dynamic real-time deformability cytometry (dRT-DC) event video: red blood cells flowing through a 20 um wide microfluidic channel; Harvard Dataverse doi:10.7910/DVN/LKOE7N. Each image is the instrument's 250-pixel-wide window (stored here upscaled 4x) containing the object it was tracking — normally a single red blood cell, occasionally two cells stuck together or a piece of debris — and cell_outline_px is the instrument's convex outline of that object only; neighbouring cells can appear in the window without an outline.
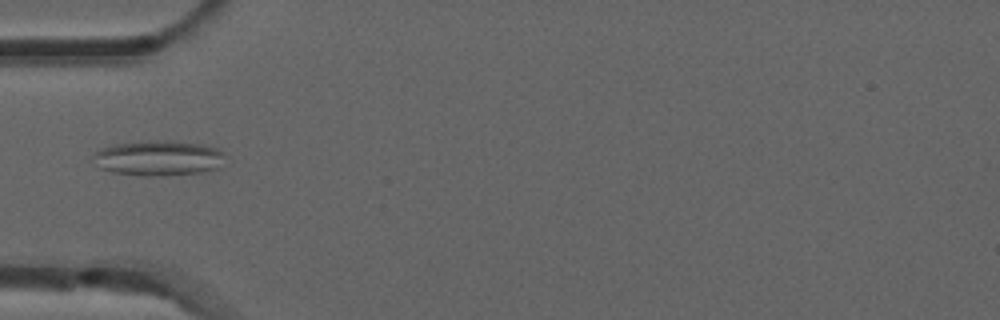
{"species": "common noctule bat (a hibernating species)", "species_latin": "Nyctalus noctula", "temperature_condition": "room temperature", "stored_images_in_passage": 3, "camera_frame_rate_fps": 3000, "um_per_image_px": 0.085, "animal": {"sex": "male", "forearm_length_mm": 52.5}, "frame": {"image": 1, "passage_image": 3, "time_ms": 0.667, "image_size_px": [1000, 320], "cell_outline_px": [[224, 152], [220, 168], [200, 172], [160, 176], [140, 176], [112, 172], [100, 168], [92, 164], [92, 156], [100, 148], [112, 144], [156, 140], [172, 140], [200, 144], [216, 148]], "centroid_in_image_um": [13.41, 13.44], "position_along_channel_um": 71.6, "area_um2": 27.4}}